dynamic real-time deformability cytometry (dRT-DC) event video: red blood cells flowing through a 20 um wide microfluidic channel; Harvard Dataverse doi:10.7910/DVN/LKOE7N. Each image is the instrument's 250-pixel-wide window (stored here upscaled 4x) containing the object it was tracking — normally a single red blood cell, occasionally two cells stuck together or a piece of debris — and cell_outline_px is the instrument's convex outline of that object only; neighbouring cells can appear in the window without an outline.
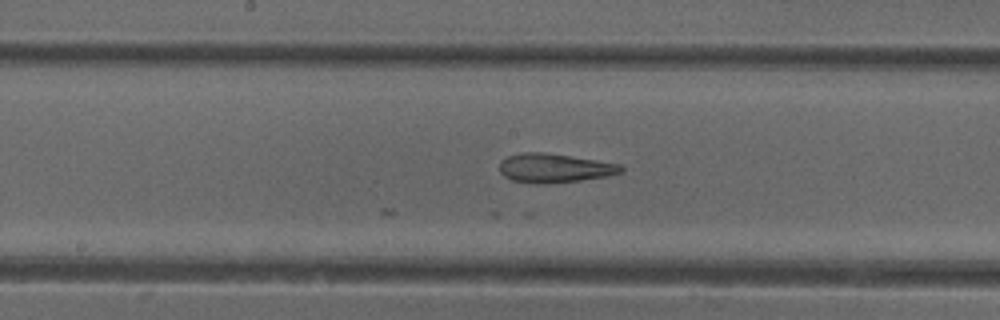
{"species": "common noctule bat (a hibernating species)", "species_latin": "Nyctalus noctula", "temperature_condition": "cold", "stored_images_in_passage": 12, "camera_frame_rate_fps": 3000, "um_per_image_px": 0.085, "animal": {"sex": "female"}, "frame": {"image": 1, "passage_image": 12, "time_ms": 3.667, "image_size_px": [1000, 320], "cell_outline_px": [[624, 172], [608, 176], [580, 180], [544, 184], [536, 184], [512, 180], [504, 176], [500, 172], [500, 160], [508, 156], [520, 152], [544, 152], [596, 160], [620, 164], [624, 168]], "centroid_in_image_um": [47.12, 14.28], "position_along_channel_um": 201.1, "area_um2": 20.63}}